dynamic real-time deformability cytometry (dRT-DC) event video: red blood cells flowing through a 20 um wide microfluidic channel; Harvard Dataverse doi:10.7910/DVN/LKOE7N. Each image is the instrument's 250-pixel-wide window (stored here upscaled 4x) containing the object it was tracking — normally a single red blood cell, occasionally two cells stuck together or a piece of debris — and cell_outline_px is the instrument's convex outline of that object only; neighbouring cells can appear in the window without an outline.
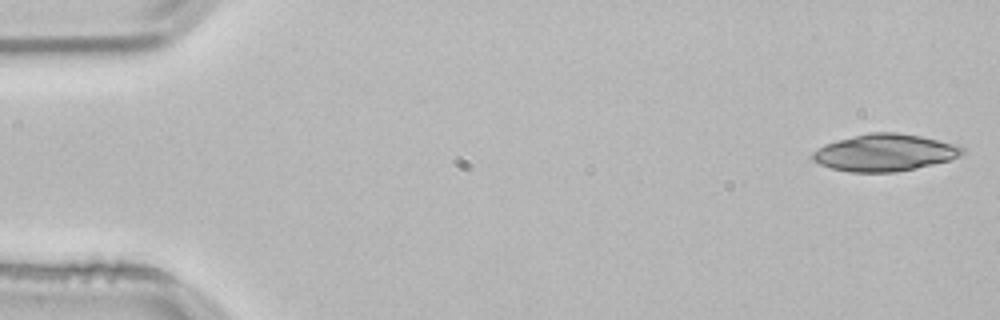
{"species": "common noctule bat (a hibernating species)", "species_latin": "Nyctalus noctula", "temperature_condition": "room temperature", "stored_images_in_passage": 52, "camera_frame_rate_fps": 3000, "um_per_image_px": 0.085, "animal": {"sex": "male", "body_mass_g": 21.5, "forearm_length_mm": 52.0}, "frame": {"image": 1, "passage_image": 1, "time_ms": 0.0, "image_size_px": [1000, 320], "cell_outline_px": [[964, 152], [948, 160], [932, 164], [892, 172], [852, 172], [832, 168], [820, 164], [812, 160], [812, 152], [816, 148], [824, 144], [836, 140], [868, 132], [896, 132], [920, 136], [960, 144], [964, 148]], "centroid_in_image_um": [75.17, 12.95], "position_along_channel_um": 9.8, "area_um2": 32.19}}